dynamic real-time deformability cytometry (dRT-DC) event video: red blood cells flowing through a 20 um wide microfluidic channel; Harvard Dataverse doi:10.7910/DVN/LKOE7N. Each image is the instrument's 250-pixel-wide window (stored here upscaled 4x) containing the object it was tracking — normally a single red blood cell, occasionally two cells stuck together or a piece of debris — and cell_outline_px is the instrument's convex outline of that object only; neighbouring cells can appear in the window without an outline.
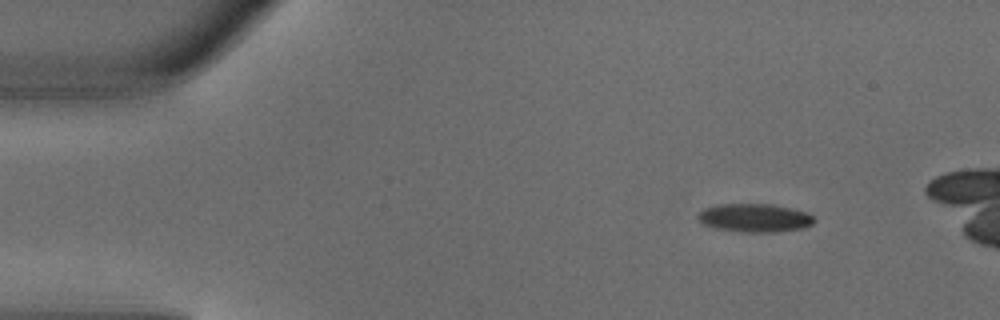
{"species": "common noctule bat (a hibernating species)", "species_latin": "Nyctalus noctula", "temperature_condition": "warm", "stored_images_in_passage": 4, "camera_frame_rate_fps": 3000, "um_per_image_px": 0.085, "animal": {"sex": "male", "body_mass_g": 18.8}, "frame": {"image": 1, "passage_image": 1, "time_ms": 0.0, "image_size_px": [1000, 320], "cell_outline_px": [[816, 220], [812, 224], [804, 228], [776, 232], [740, 232], [716, 228], [704, 224], [696, 216], [704, 208], [716, 204], [772, 204], [792, 208], [808, 212]], "centroid_in_image_um": [64.17, 18.51], "position_along_channel_um": 20.8, "area_um2": 19.36}}